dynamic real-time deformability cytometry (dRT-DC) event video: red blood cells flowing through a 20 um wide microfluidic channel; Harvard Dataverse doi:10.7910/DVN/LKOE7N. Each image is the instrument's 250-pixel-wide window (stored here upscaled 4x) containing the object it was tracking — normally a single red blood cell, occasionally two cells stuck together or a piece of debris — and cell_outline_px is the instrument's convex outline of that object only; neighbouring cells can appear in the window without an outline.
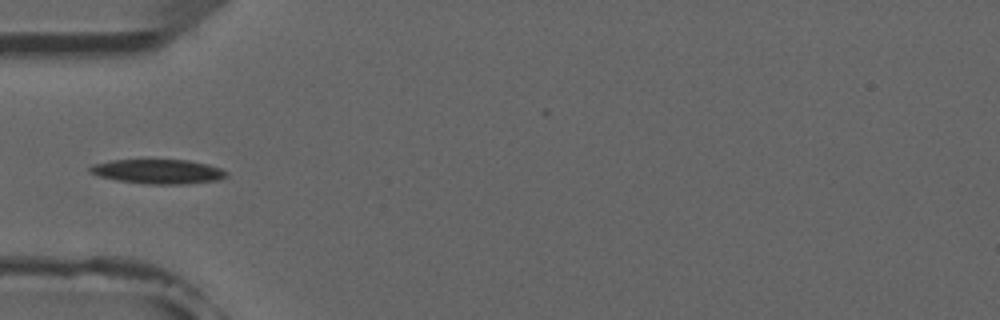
{"species": "common noctule bat (a hibernating species)", "species_latin": "Nyctalus noctula", "temperature_condition": "room temperature", "stored_images_in_passage": 4, "camera_frame_rate_fps": 3000, "um_per_image_px": 0.085, "animal": {"sex": "male", "forearm_length_mm": 52.5}, "frame": {"image": 1, "passage_image": 4, "time_ms": 3.667, "image_size_px": [1000, 320], "cell_outline_px": [[228, 176], [220, 180], [184, 184], [148, 184], [116, 180], [100, 176], [88, 172], [88, 168], [92, 164], [112, 160], [188, 160], [208, 164], [220, 168], [228, 172]], "centroid_in_image_um": [13.45, 14.58], "position_along_channel_um": 71.5, "area_um2": 19.54}}